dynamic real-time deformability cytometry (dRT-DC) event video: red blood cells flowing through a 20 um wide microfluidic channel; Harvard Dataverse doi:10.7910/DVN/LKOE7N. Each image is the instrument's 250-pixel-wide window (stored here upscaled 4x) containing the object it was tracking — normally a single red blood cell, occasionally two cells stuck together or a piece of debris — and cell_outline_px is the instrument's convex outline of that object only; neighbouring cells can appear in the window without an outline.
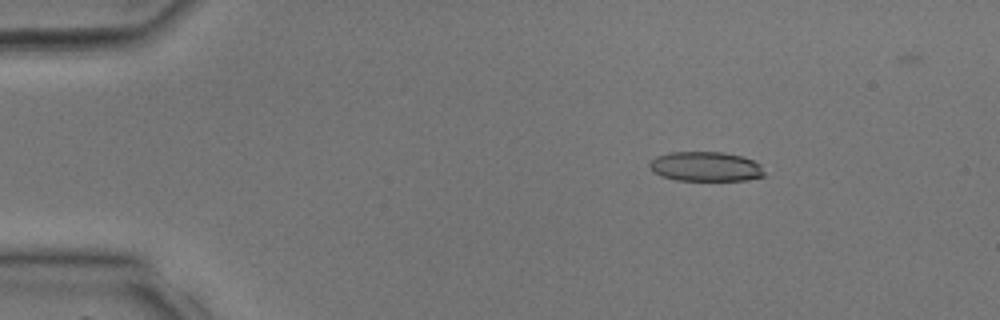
{"species": "common noctule bat (a hibernating species)", "species_latin": "Nyctalus noctula", "temperature_condition": "room temperature", "stored_images_in_passage": 39, "camera_frame_rate_fps": 3000, "um_per_image_px": 0.085, "animal": {"sex": "male", "body_mass_g": 17.9, "forearm_length_mm": 54.2}, "frame": {"image": 1, "passage_image": 7, "time_ms": 2.0, "image_size_px": [1000, 320], "cell_outline_px": [[764, 176], [748, 180], [676, 180], [660, 176], [652, 172], [648, 164], [656, 156], [672, 152], [724, 152], [744, 156], [760, 164], [764, 172]], "centroid_in_image_um": [59.97, 14.15], "position_along_channel_um": 25.0, "area_um2": 19.94}}
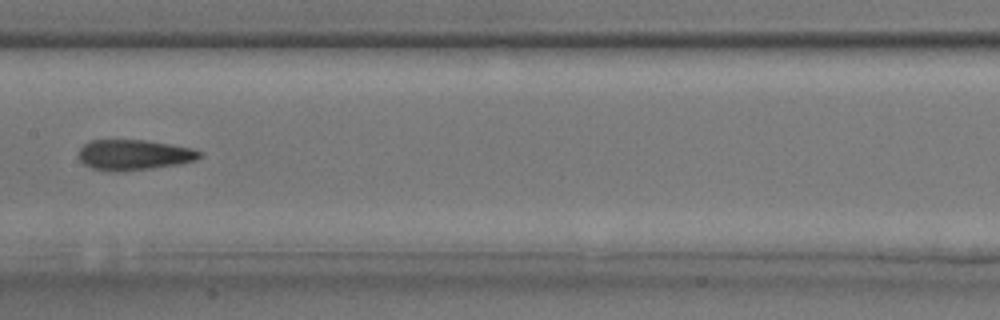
{"frame": {"image": 2, "passage_image": 21, "time_ms": 6.667, "image_size_px": [1000, 320], "cell_outline_px": [[200, 156], [196, 160], [180, 164], [152, 168], [120, 172], [112, 172], [92, 168], [84, 164], [80, 160], [80, 148], [84, 144], [92, 140], [144, 140], [192, 148], [200, 152]], "centroid_in_image_um": [11.37, 13.17], "position_along_channel_um": 196.0, "area_um2": 21.33}}
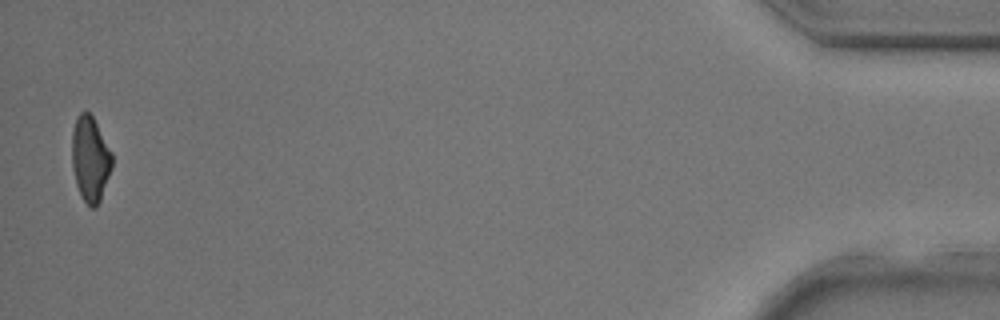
{"frame": {"image": 3, "passage_image": 39, "time_ms": 12.667, "image_size_px": [1000, 320], "cell_outline_px": [[112, 168], [100, 200], [96, 208], [92, 208], [80, 196], [76, 184], [72, 168], [72, 132], [76, 116], [80, 112], [88, 112], [92, 116], [112, 152]], "centroid_in_image_um": [7.66, 13.52], "position_along_channel_um": 427.5, "area_um2": 19.94}}